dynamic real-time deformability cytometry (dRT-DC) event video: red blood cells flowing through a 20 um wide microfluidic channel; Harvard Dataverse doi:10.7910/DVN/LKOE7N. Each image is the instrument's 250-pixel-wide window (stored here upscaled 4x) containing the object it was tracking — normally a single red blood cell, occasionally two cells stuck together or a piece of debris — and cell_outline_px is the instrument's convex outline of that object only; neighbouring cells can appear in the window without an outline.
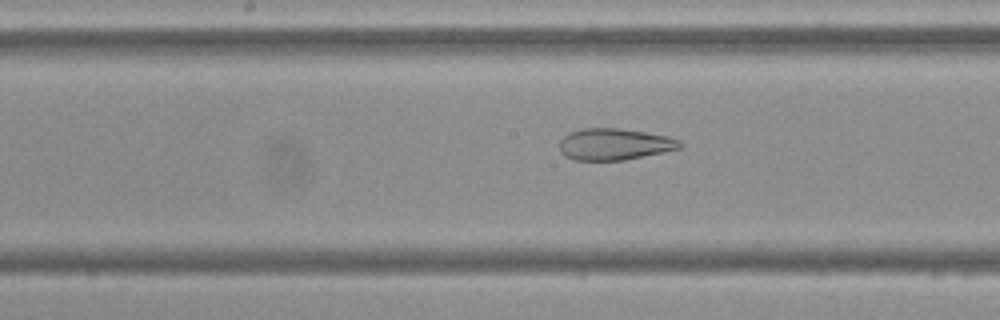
{"species": "Egyptian fruit bat (a non-hibernating species)", "species_latin": "Rousettus aegyptiacus", "temperature_condition": "cold", "stored_images_in_passage": 44, "camera_frame_rate_fps": 3000, "um_per_image_px": 0.085, "frame": {"image": 1, "passage_image": 17, "time_ms": 5.333, "image_size_px": [1000, 320], "cell_outline_px": [[684, 144], [680, 148], [664, 152], [624, 160], [576, 160], [564, 156], [560, 152], [560, 140], [568, 132], [584, 128], [620, 128], [668, 136], [680, 140]], "centroid_in_image_um": [52.22, 12.26], "position_along_channel_um": 196.0, "area_um2": 22.25}}
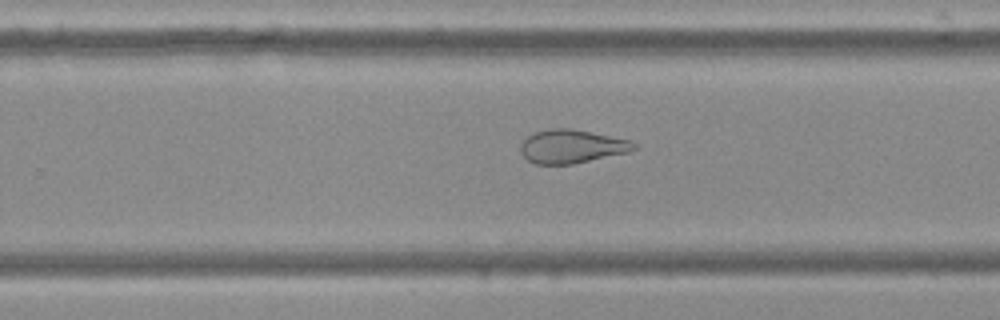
{"frame": {"image": 2, "passage_image": 24, "time_ms": 7.667, "image_size_px": [1000, 320], "cell_outline_px": [[636, 148], [628, 152], [572, 164], [536, 164], [528, 160], [520, 152], [520, 144], [528, 136], [536, 132], [552, 128], [572, 128], [628, 140], [636, 144]], "centroid_in_image_um": [48.56, 12.44], "position_along_channel_um": 281.2, "area_um2": 21.85}}
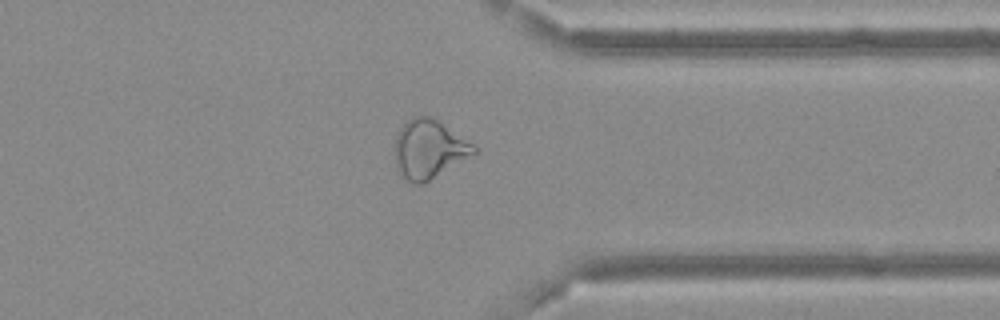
{"frame": {"image": 3, "passage_image": 32, "time_ms": 10.333, "image_size_px": [1000, 320], "cell_outline_px": [[476, 152], [424, 184], [412, 184], [400, 176], [396, 168], [396, 136], [400, 128], [412, 116], [432, 116], [472, 144], [476, 148]], "centroid_in_image_um": [36.42, 12.7], "position_along_channel_um": 375.0, "area_um2": 26.7}, "authors_computed_cell_mechanics": {"area_um2": 27.5706, "velocity_mm_per_s": 3.6627, "shape_relaxation_time_tau1_ms": null, "shape_relaxation_time_tau2_ms": 1.5181, "deformation_change_tau1": null, "deformation_change_tau2": 0.0969}}